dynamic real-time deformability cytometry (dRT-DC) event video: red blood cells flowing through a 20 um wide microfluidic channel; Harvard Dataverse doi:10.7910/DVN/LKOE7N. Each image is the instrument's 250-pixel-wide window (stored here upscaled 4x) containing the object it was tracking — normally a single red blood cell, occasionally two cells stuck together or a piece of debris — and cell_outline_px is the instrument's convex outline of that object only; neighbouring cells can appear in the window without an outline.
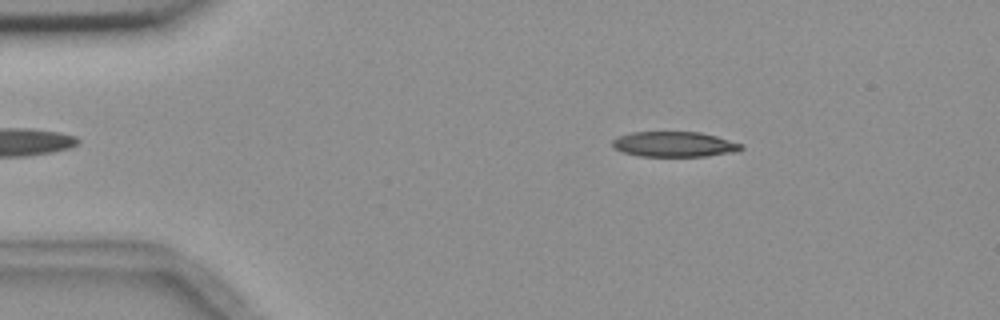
{"species": "common noctule bat (a hibernating species)", "species_latin": "Nyctalus noctula", "temperature_condition": "room temperature", "stored_images_in_passage": 4, "camera_frame_rate_fps": 3000, "um_per_image_px": 0.085, "animal": {"sex": "female", "body_mass_g": 18.4}, "frame": {"image": 1, "passage_image": 2, "time_ms": 1.333, "image_size_px": [1000, 320], "cell_outline_px": [[744, 148], [736, 152], [704, 156], [640, 156], [624, 152], [616, 148], [612, 144], [612, 140], [616, 136], [632, 132], [700, 132], [716, 136], [744, 144]], "centroid_in_image_um": [57.34, 12.25], "position_along_channel_um": 27.7, "area_um2": 18.96}}
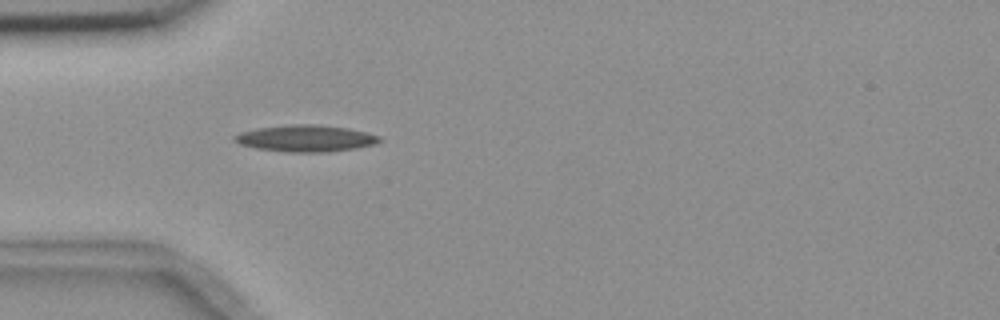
{"frame": {"image": 2, "passage_image": 4, "time_ms": 3.667, "image_size_px": [1000, 320], "cell_outline_px": [[384, 140], [376, 144], [356, 148], [324, 152], [284, 152], [256, 148], [240, 144], [232, 140], [232, 136], [240, 132], [260, 128], [292, 124], [312, 124], [348, 128], [368, 132], [380, 136]], "centroid_in_image_um": [26.01, 11.76], "position_along_channel_um": 59.0, "area_um2": 22.6}}